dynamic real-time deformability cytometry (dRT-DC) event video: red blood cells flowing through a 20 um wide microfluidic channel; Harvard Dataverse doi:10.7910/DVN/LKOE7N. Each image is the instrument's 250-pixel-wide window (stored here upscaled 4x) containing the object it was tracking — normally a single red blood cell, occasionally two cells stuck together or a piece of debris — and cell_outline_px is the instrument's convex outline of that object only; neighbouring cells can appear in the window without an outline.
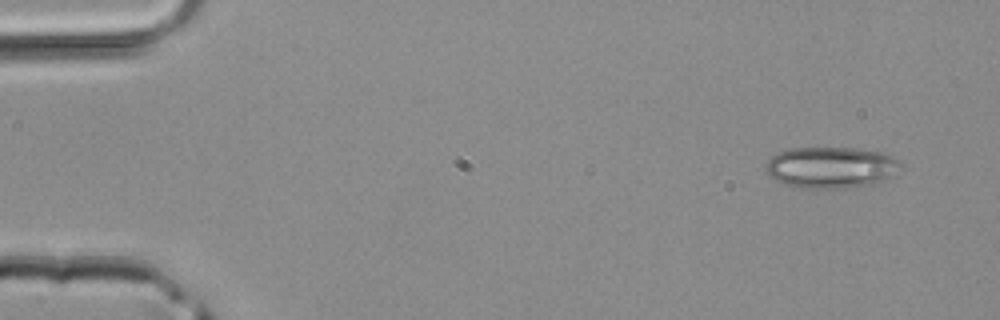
{"species": "common noctule bat (a hibernating species)", "species_latin": "Nyctalus noctula", "temperature_condition": "room temperature", "stored_images_in_passage": 3, "camera_frame_rate_fps": 3000, "um_per_image_px": 0.085, "animal": {"sex": "male", "body_mass_g": 20.4}, "frame": {"image": 1, "passage_image": 1, "time_ms": 0.0, "image_size_px": [1000, 320], "cell_outline_px": [[900, 164], [892, 176], [876, 184], [848, 188], [804, 188], [788, 184], [776, 180], [768, 172], [764, 164], [772, 156], [788, 148], [856, 148], [880, 152], [892, 156]], "centroid_in_image_um": [70.64, 14.23], "position_along_channel_um": 14.4, "area_um2": 32.19}}